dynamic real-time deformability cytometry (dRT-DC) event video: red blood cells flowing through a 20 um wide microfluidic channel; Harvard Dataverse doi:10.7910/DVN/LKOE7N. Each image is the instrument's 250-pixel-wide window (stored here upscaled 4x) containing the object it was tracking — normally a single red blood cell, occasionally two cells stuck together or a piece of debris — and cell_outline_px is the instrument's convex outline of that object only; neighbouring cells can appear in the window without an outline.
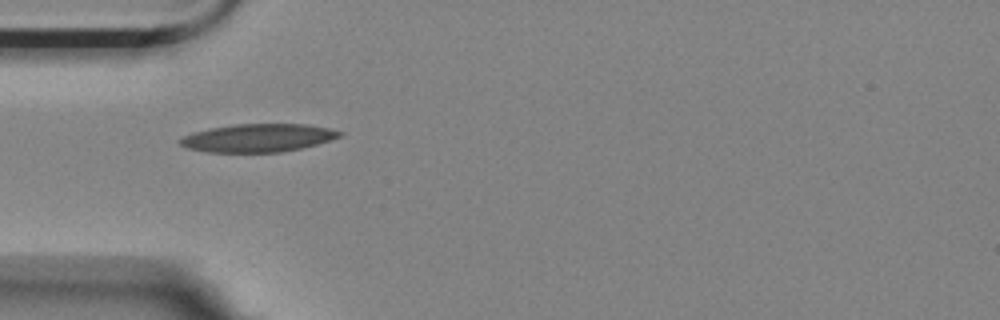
{"species": "Egyptian fruit bat (a non-hibernating species)", "species_latin": "Rousettus aegyptiacus", "temperature_condition": "room temperature", "stored_images_in_passage": 2, "camera_frame_rate_fps": 3000, "um_per_image_px": 0.085, "animal": {"sex": "female"}, "frame": {"image": 1, "passage_image": 1, "time_ms": 0.0, "image_size_px": [1000, 320], "cell_outline_px": [[344, 136], [316, 144], [300, 148], [280, 152], [208, 152], [188, 148], [180, 144], [176, 140], [192, 132], [208, 128], [236, 124], [308, 124], [328, 128], [344, 132]], "centroid_in_image_um": [21.93, 11.71], "position_along_channel_um": 63.1, "area_um2": 26.18}}
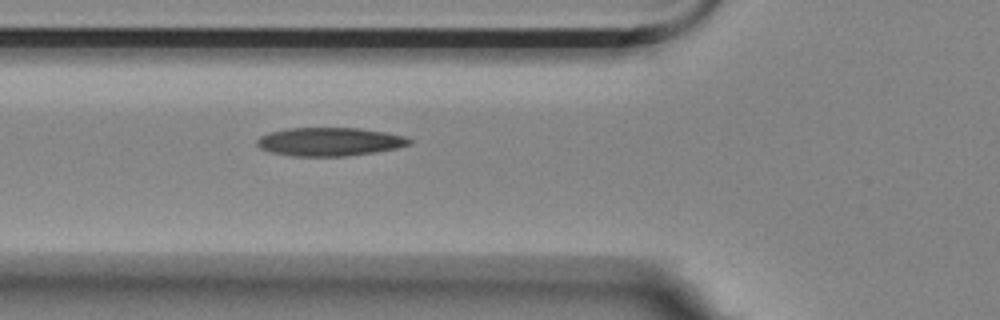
{"frame": {"image": 2, "passage_image": 2, "time_ms": 0.333, "image_size_px": [1000, 320], "cell_outline_px": [[412, 144], [396, 148], [376, 152], [348, 156], [292, 156], [268, 152], [260, 148], [256, 144], [256, 140], [260, 136], [268, 132], [288, 128], [360, 128], [408, 136], [412, 140]], "centroid_in_image_um": [28.01, 12.05], "position_along_channel_um": 97.8, "area_um2": 25.55}}